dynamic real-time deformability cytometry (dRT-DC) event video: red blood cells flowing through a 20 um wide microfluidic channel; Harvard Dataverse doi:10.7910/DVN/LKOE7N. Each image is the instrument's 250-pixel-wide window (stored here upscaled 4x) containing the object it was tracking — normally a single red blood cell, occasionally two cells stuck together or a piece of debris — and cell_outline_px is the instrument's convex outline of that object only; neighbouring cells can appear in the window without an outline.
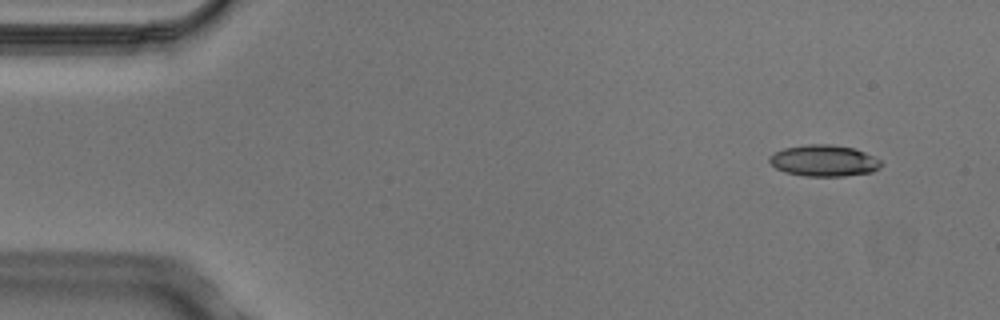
{"species": "Egyptian fruit bat (a non-hibernating species)", "species_latin": "Rousettus aegyptiacus", "temperature_condition": "cold", "stored_images_in_passage": 3, "camera_frame_rate_fps": 3000, "um_per_image_px": 0.085, "animal": {"sex": "male"}, "frame": {"image": 1, "passage_image": 1, "time_ms": 0.0, "image_size_px": [1000, 320], "cell_outline_px": [[884, 164], [880, 168], [872, 172], [844, 176], [804, 176], [784, 172], [776, 168], [768, 160], [768, 156], [784, 148], [808, 144], [832, 144], [856, 148], [880, 160]], "centroid_in_image_um": [70.05, 13.66], "position_along_channel_um": 15.0, "area_um2": 20.58}}